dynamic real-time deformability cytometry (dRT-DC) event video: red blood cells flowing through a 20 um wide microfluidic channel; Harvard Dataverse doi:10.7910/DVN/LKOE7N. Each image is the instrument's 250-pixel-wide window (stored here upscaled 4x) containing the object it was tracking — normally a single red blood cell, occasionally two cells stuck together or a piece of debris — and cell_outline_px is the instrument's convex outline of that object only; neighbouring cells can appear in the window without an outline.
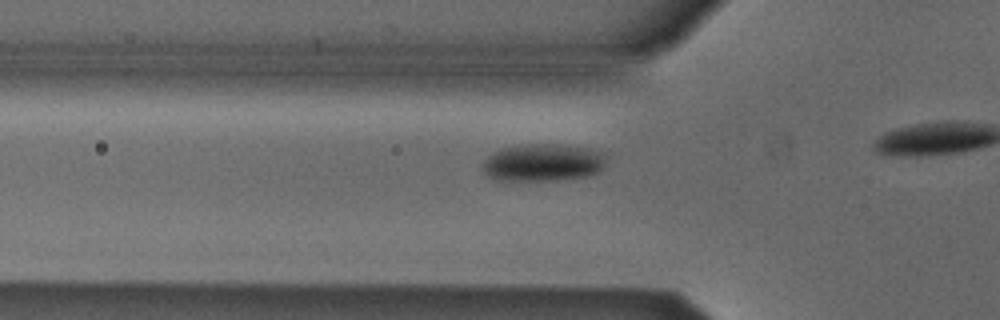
{"species": "Egyptian fruit bat (a non-hibernating species)", "species_latin": "Rousettus aegyptiacus", "temperature_condition": "cold", "stored_images_in_passage": 7, "camera_frame_rate_fps": 3000, "um_per_image_px": 0.085, "animal": {"sex": "male"}, "frame": {"image": 1, "passage_image": 2, "time_ms": 0.333, "image_size_px": [1000, 320], "cell_outline_px": [[604, 164], [596, 172], [588, 176], [548, 180], [496, 180], [488, 176], [480, 168], [484, 160], [492, 152], [500, 148], [524, 144], [568, 144], [592, 148], [600, 152], [604, 156]], "centroid_in_image_um": [46.09, 13.79], "position_along_channel_um": 79.7, "area_um2": 27.11}}
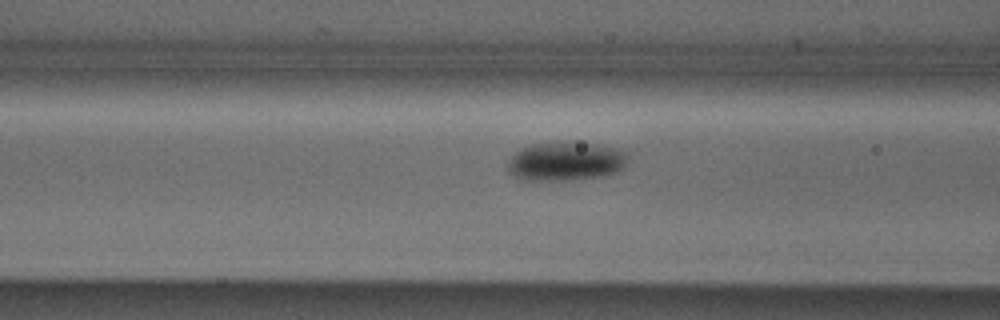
{"frame": {"image": 2, "passage_image": 5, "time_ms": 1.333, "image_size_px": [1000, 320], "cell_outline_px": [[628, 156], [624, 168], [620, 172], [604, 176], [564, 180], [524, 180], [508, 172], [508, 160], [520, 148], [528, 144], [552, 140], [564, 140], [596, 144], [616, 148], [624, 152]], "centroid_in_image_um": [48.07, 13.67], "position_along_channel_um": 118.5, "area_um2": 27.92}}